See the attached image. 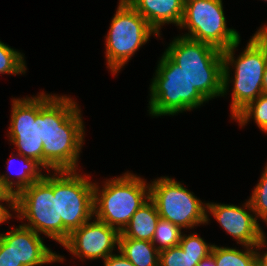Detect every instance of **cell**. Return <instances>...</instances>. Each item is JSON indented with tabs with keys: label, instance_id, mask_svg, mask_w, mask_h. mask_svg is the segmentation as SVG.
<instances>
[{
	"label": "cell",
	"instance_id": "6da1fadb",
	"mask_svg": "<svg viewBox=\"0 0 267 266\" xmlns=\"http://www.w3.org/2000/svg\"><path fill=\"white\" fill-rule=\"evenodd\" d=\"M240 41L241 39L229 48L222 50L223 97L227 94L230 83L233 85L230 105L231 119L263 93L262 82L267 64V30H257L236 59L234 52ZM231 68L235 70L234 76L230 78Z\"/></svg>",
	"mask_w": 267,
	"mask_h": 266
},
{
	"label": "cell",
	"instance_id": "7a4b0ae2",
	"mask_svg": "<svg viewBox=\"0 0 267 266\" xmlns=\"http://www.w3.org/2000/svg\"><path fill=\"white\" fill-rule=\"evenodd\" d=\"M164 53L186 72L192 87L207 101L222 97V50L205 42L177 36Z\"/></svg>",
	"mask_w": 267,
	"mask_h": 266
},
{
	"label": "cell",
	"instance_id": "3957f363",
	"mask_svg": "<svg viewBox=\"0 0 267 266\" xmlns=\"http://www.w3.org/2000/svg\"><path fill=\"white\" fill-rule=\"evenodd\" d=\"M94 182V217L120 233L136 211L150 198V184L142 177L125 172L119 177Z\"/></svg>",
	"mask_w": 267,
	"mask_h": 266
},
{
	"label": "cell",
	"instance_id": "277c9868",
	"mask_svg": "<svg viewBox=\"0 0 267 266\" xmlns=\"http://www.w3.org/2000/svg\"><path fill=\"white\" fill-rule=\"evenodd\" d=\"M152 79L149 115L174 116L200 107L208 101L189 82L187 74L165 53L161 56Z\"/></svg>",
	"mask_w": 267,
	"mask_h": 266
},
{
	"label": "cell",
	"instance_id": "5b68a950",
	"mask_svg": "<svg viewBox=\"0 0 267 266\" xmlns=\"http://www.w3.org/2000/svg\"><path fill=\"white\" fill-rule=\"evenodd\" d=\"M53 172V195H57L58 244L94 217V182L77 170Z\"/></svg>",
	"mask_w": 267,
	"mask_h": 266
},
{
	"label": "cell",
	"instance_id": "8992f818",
	"mask_svg": "<svg viewBox=\"0 0 267 266\" xmlns=\"http://www.w3.org/2000/svg\"><path fill=\"white\" fill-rule=\"evenodd\" d=\"M110 24L105 59L107 68L116 75L152 35H159L127 0H119Z\"/></svg>",
	"mask_w": 267,
	"mask_h": 266
},
{
	"label": "cell",
	"instance_id": "52a82bcc",
	"mask_svg": "<svg viewBox=\"0 0 267 266\" xmlns=\"http://www.w3.org/2000/svg\"><path fill=\"white\" fill-rule=\"evenodd\" d=\"M150 184V199L160 218L181 229H192L207 223V203L202 202L181 182L161 176Z\"/></svg>",
	"mask_w": 267,
	"mask_h": 266
},
{
	"label": "cell",
	"instance_id": "ba28073f",
	"mask_svg": "<svg viewBox=\"0 0 267 266\" xmlns=\"http://www.w3.org/2000/svg\"><path fill=\"white\" fill-rule=\"evenodd\" d=\"M222 0H185L179 29H187L184 37L208 43L220 50L240 39L234 28L227 27Z\"/></svg>",
	"mask_w": 267,
	"mask_h": 266
},
{
	"label": "cell",
	"instance_id": "9c48e42d",
	"mask_svg": "<svg viewBox=\"0 0 267 266\" xmlns=\"http://www.w3.org/2000/svg\"><path fill=\"white\" fill-rule=\"evenodd\" d=\"M47 172L15 195L14 212L17 219H27L23 226L58 242L57 195H53V173Z\"/></svg>",
	"mask_w": 267,
	"mask_h": 266
},
{
	"label": "cell",
	"instance_id": "30bf717a",
	"mask_svg": "<svg viewBox=\"0 0 267 266\" xmlns=\"http://www.w3.org/2000/svg\"><path fill=\"white\" fill-rule=\"evenodd\" d=\"M8 136L20 155L34 159L43 167V141L40 139V93L13 98Z\"/></svg>",
	"mask_w": 267,
	"mask_h": 266
},
{
	"label": "cell",
	"instance_id": "8fae6325",
	"mask_svg": "<svg viewBox=\"0 0 267 266\" xmlns=\"http://www.w3.org/2000/svg\"><path fill=\"white\" fill-rule=\"evenodd\" d=\"M93 218L94 220L91 218V221L72 231L62 246L81 260L102 258L104 261L119 247L120 232L96 217Z\"/></svg>",
	"mask_w": 267,
	"mask_h": 266
},
{
	"label": "cell",
	"instance_id": "7c38bea8",
	"mask_svg": "<svg viewBox=\"0 0 267 266\" xmlns=\"http://www.w3.org/2000/svg\"><path fill=\"white\" fill-rule=\"evenodd\" d=\"M78 104L69 96L40 93V139L52 133H85Z\"/></svg>",
	"mask_w": 267,
	"mask_h": 266
},
{
	"label": "cell",
	"instance_id": "4fadbf2b",
	"mask_svg": "<svg viewBox=\"0 0 267 266\" xmlns=\"http://www.w3.org/2000/svg\"><path fill=\"white\" fill-rule=\"evenodd\" d=\"M208 213L242 246H255L264 233L249 200L242 206L208 202L206 224L210 221Z\"/></svg>",
	"mask_w": 267,
	"mask_h": 266
},
{
	"label": "cell",
	"instance_id": "5bb4252c",
	"mask_svg": "<svg viewBox=\"0 0 267 266\" xmlns=\"http://www.w3.org/2000/svg\"><path fill=\"white\" fill-rule=\"evenodd\" d=\"M0 238L10 247L18 264L23 266H41L43 264L63 263L64 256L48 248L43 238L22 224L12 227L7 233H0Z\"/></svg>",
	"mask_w": 267,
	"mask_h": 266
},
{
	"label": "cell",
	"instance_id": "9a60e30c",
	"mask_svg": "<svg viewBox=\"0 0 267 266\" xmlns=\"http://www.w3.org/2000/svg\"><path fill=\"white\" fill-rule=\"evenodd\" d=\"M85 133H52L43 142L44 170H78Z\"/></svg>",
	"mask_w": 267,
	"mask_h": 266
},
{
	"label": "cell",
	"instance_id": "2e32d148",
	"mask_svg": "<svg viewBox=\"0 0 267 266\" xmlns=\"http://www.w3.org/2000/svg\"><path fill=\"white\" fill-rule=\"evenodd\" d=\"M185 0H127V2L161 35V26H180Z\"/></svg>",
	"mask_w": 267,
	"mask_h": 266
},
{
	"label": "cell",
	"instance_id": "e0dca14e",
	"mask_svg": "<svg viewBox=\"0 0 267 266\" xmlns=\"http://www.w3.org/2000/svg\"><path fill=\"white\" fill-rule=\"evenodd\" d=\"M159 218L156 206L149 198L132 216L119 238L152 241Z\"/></svg>",
	"mask_w": 267,
	"mask_h": 266
},
{
	"label": "cell",
	"instance_id": "ac0fdd59",
	"mask_svg": "<svg viewBox=\"0 0 267 266\" xmlns=\"http://www.w3.org/2000/svg\"><path fill=\"white\" fill-rule=\"evenodd\" d=\"M18 157L21 158L20 160L22 165H20L21 168L14 172L16 174V179L14 180L13 178H10L13 175L15 176L12 171L13 168L11 169V165L15 163L14 160ZM6 162L8 173L10 172V175L12 174V176L8 174H2L1 177L3 184L13 193L14 196L25 187L30 186L35 181H39L44 177L42 173V169L44 168L38 162H36L34 159L24 157L19 153H11V157Z\"/></svg>",
	"mask_w": 267,
	"mask_h": 266
},
{
	"label": "cell",
	"instance_id": "d6986e66",
	"mask_svg": "<svg viewBox=\"0 0 267 266\" xmlns=\"http://www.w3.org/2000/svg\"><path fill=\"white\" fill-rule=\"evenodd\" d=\"M116 250L134 266H159V251L151 241L119 238Z\"/></svg>",
	"mask_w": 267,
	"mask_h": 266
},
{
	"label": "cell",
	"instance_id": "ffe728a7",
	"mask_svg": "<svg viewBox=\"0 0 267 266\" xmlns=\"http://www.w3.org/2000/svg\"><path fill=\"white\" fill-rule=\"evenodd\" d=\"M244 250L213 245L211 253L217 266H257L255 246L243 245Z\"/></svg>",
	"mask_w": 267,
	"mask_h": 266
},
{
	"label": "cell",
	"instance_id": "44dd1931",
	"mask_svg": "<svg viewBox=\"0 0 267 266\" xmlns=\"http://www.w3.org/2000/svg\"><path fill=\"white\" fill-rule=\"evenodd\" d=\"M250 119L254 120L260 130L267 133V94L262 93L233 118L241 127Z\"/></svg>",
	"mask_w": 267,
	"mask_h": 266
},
{
	"label": "cell",
	"instance_id": "7402d4cb",
	"mask_svg": "<svg viewBox=\"0 0 267 266\" xmlns=\"http://www.w3.org/2000/svg\"><path fill=\"white\" fill-rule=\"evenodd\" d=\"M182 234L183 232L180 227L174 225L168 220L159 218L151 242L158 251H161L174 246H178Z\"/></svg>",
	"mask_w": 267,
	"mask_h": 266
},
{
	"label": "cell",
	"instance_id": "603a6c76",
	"mask_svg": "<svg viewBox=\"0 0 267 266\" xmlns=\"http://www.w3.org/2000/svg\"><path fill=\"white\" fill-rule=\"evenodd\" d=\"M23 53L0 41V74L21 75L27 71Z\"/></svg>",
	"mask_w": 267,
	"mask_h": 266
},
{
	"label": "cell",
	"instance_id": "cb8c5ba5",
	"mask_svg": "<svg viewBox=\"0 0 267 266\" xmlns=\"http://www.w3.org/2000/svg\"><path fill=\"white\" fill-rule=\"evenodd\" d=\"M205 257L199 256V254L185 253L178 245L159 251V266H197Z\"/></svg>",
	"mask_w": 267,
	"mask_h": 266
},
{
	"label": "cell",
	"instance_id": "d4e9b609",
	"mask_svg": "<svg viewBox=\"0 0 267 266\" xmlns=\"http://www.w3.org/2000/svg\"><path fill=\"white\" fill-rule=\"evenodd\" d=\"M260 180L253 188L250 198L248 199L256 219L261 218L267 224V165L263 168Z\"/></svg>",
	"mask_w": 267,
	"mask_h": 266
},
{
	"label": "cell",
	"instance_id": "484cf974",
	"mask_svg": "<svg viewBox=\"0 0 267 266\" xmlns=\"http://www.w3.org/2000/svg\"><path fill=\"white\" fill-rule=\"evenodd\" d=\"M180 247L185 253L199 254V256H208L211 254L214 244H208L198 233H190L188 236L182 234L179 242Z\"/></svg>",
	"mask_w": 267,
	"mask_h": 266
},
{
	"label": "cell",
	"instance_id": "4316f807",
	"mask_svg": "<svg viewBox=\"0 0 267 266\" xmlns=\"http://www.w3.org/2000/svg\"><path fill=\"white\" fill-rule=\"evenodd\" d=\"M0 266H23L18 264L10 247L0 238Z\"/></svg>",
	"mask_w": 267,
	"mask_h": 266
},
{
	"label": "cell",
	"instance_id": "83f0119b",
	"mask_svg": "<svg viewBox=\"0 0 267 266\" xmlns=\"http://www.w3.org/2000/svg\"><path fill=\"white\" fill-rule=\"evenodd\" d=\"M266 233L264 232L259 241L255 245L256 255H257V266H267V251H263L267 247ZM266 246V247H264ZM262 248V253L260 252ZM260 250V251H258Z\"/></svg>",
	"mask_w": 267,
	"mask_h": 266
},
{
	"label": "cell",
	"instance_id": "f1b7e54d",
	"mask_svg": "<svg viewBox=\"0 0 267 266\" xmlns=\"http://www.w3.org/2000/svg\"><path fill=\"white\" fill-rule=\"evenodd\" d=\"M2 202H6L4 204H7L4 206ZM8 209L11 211H15V200H0V224L7 222L10 220L13 216Z\"/></svg>",
	"mask_w": 267,
	"mask_h": 266
},
{
	"label": "cell",
	"instance_id": "f546056e",
	"mask_svg": "<svg viewBox=\"0 0 267 266\" xmlns=\"http://www.w3.org/2000/svg\"><path fill=\"white\" fill-rule=\"evenodd\" d=\"M104 266H134L125 256L120 252L108 256L104 260Z\"/></svg>",
	"mask_w": 267,
	"mask_h": 266
},
{
	"label": "cell",
	"instance_id": "4dcf8cb0",
	"mask_svg": "<svg viewBox=\"0 0 267 266\" xmlns=\"http://www.w3.org/2000/svg\"><path fill=\"white\" fill-rule=\"evenodd\" d=\"M0 200H15L13 193L3 184L0 175Z\"/></svg>",
	"mask_w": 267,
	"mask_h": 266
},
{
	"label": "cell",
	"instance_id": "1f68e13d",
	"mask_svg": "<svg viewBox=\"0 0 267 266\" xmlns=\"http://www.w3.org/2000/svg\"><path fill=\"white\" fill-rule=\"evenodd\" d=\"M197 266H217L216 265V261L213 257V254H209L208 256H206L205 258H203Z\"/></svg>",
	"mask_w": 267,
	"mask_h": 266
},
{
	"label": "cell",
	"instance_id": "d6a6232c",
	"mask_svg": "<svg viewBox=\"0 0 267 266\" xmlns=\"http://www.w3.org/2000/svg\"><path fill=\"white\" fill-rule=\"evenodd\" d=\"M262 90L264 94H267V64L263 75Z\"/></svg>",
	"mask_w": 267,
	"mask_h": 266
},
{
	"label": "cell",
	"instance_id": "836d02e7",
	"mask_svg": "<svg viewBox=\"0 0 267 266\" xmlns=\"http://www.w3.org/2000/svg\"><path fill=\"white\" fill-rule=\"evenodd\" d=\"M258 30H267V25L260 27Z\"/></svg>",
	"mask_w": 267,
	"mask_h": 266
}]
</instances>
